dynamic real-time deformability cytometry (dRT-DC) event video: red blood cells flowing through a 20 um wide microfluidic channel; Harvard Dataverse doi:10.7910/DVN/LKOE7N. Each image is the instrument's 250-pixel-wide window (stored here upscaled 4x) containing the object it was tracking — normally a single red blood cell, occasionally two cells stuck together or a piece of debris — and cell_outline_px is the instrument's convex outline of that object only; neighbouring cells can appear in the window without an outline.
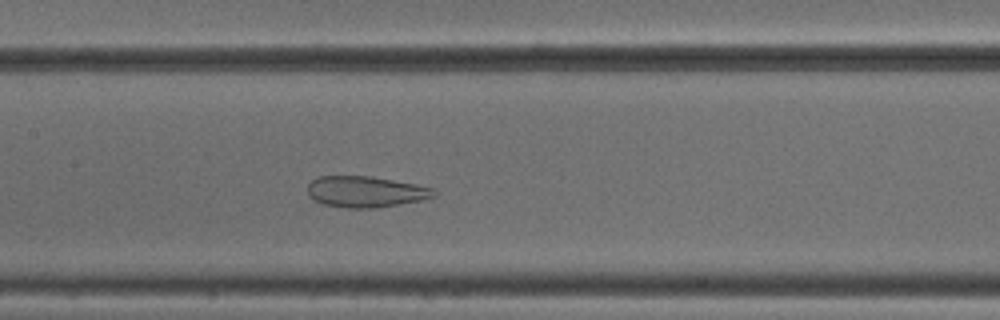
{"species": "common noctule bat (a hibernating species)", "species_latin": "Nyctalus noctula", "temperature_condition": "cold", "stored_images_in_passage": 49, "camera_frame_rate_fps": 3000, "um_per_image_px": 0.085, "animal": {"sex": "male", "body_mass_g": 18.8}, "frame": {"image": 1, "passage_image": 22, "time_ms": 7.0, "image_size_px": [1000, 320], "cell_outline_px": [[436, 196], [424, 200], [400, 204], [372, 208], [348, 208], [324, 204], [312, 200], [308, 196], [308, 184], [312, 180], [320, 176], [372, 176], [416, 184], [436, 188]], "centroid_in_image_um": [31.11, 16.29], "position_along_channel_um": 176.3, "area_um2": 23.12}}
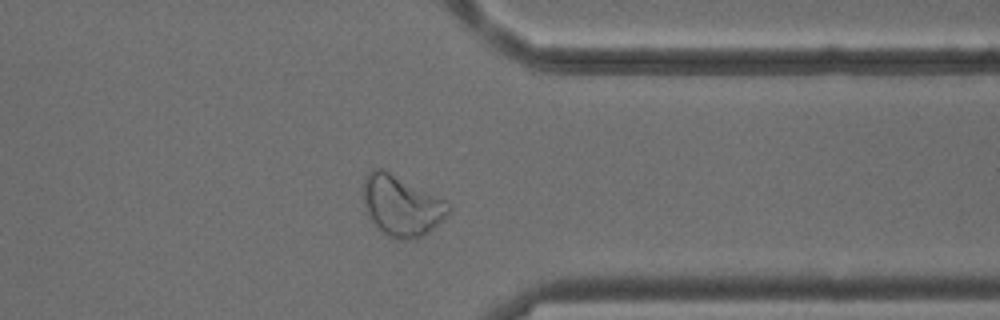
{"frame": {"image": 2, "passage_image": 38, "time_ms": 12.333, "image_size_px": [1000, 320], "cell_outline_px": [[452, 208], [424, 236], [412, 240], [396, 240], [388, 236], [376, 228], [368, 216], [364, 204], [364, 176], [372, 168], [380, 168], [444, 200]], "centroid_in_image_um": [34.07, 17.52], "position_along_channel_um": 377.3, "area_um2": 29.54}}
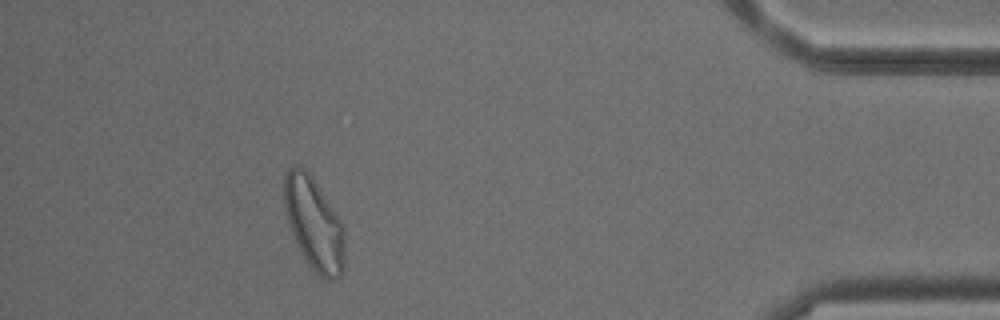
{"frame": {"image": 3, "passage_image": 44, "time_ms": 14.333, "image_size_px": [1000, 320], "cell_outline_px": [[344, 268], [340, 276], [332, 280], [328, 280], [320, 276], [308, 264], [292, 232], [284, 208], [284, 176], [288, 168], [292, 164], [304, 168], [312, 176], [344, 224]], "centroid_in_image_um": [26.7, 18.98], "position_along_channel_um": 408.5, "area_um2": 32.54}}